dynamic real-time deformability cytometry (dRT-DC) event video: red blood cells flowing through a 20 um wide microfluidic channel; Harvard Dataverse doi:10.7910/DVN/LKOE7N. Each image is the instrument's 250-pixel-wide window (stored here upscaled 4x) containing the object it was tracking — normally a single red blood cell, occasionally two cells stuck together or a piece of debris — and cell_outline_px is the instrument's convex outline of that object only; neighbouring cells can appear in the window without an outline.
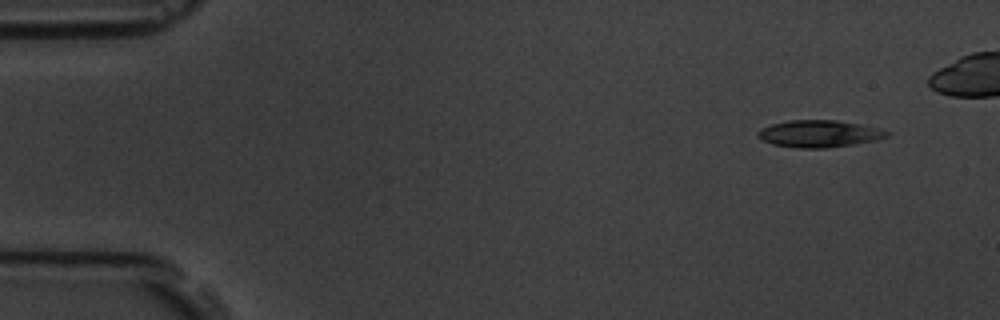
{"species": "common noctule bat (a hibernating species)", "species_latin": "Nyctalus noctula", "temperature_condition": "room temperature", "stored_images_in_passage": 5, "camera_frame_rate_fps": 3000, "um_per_image_px": 0.085, "animal": {"sex": "male", "body_mass_g": 19.5, "forearm_length_mm": 54.6}, "frame": {"image": 1, "passage_image": 1, "time_ms": 0.0, "image_size_px": [1000, 320], "cell_outline_px": [[892, 132], [888, 136], [876, 140], [852, 144], [824, 148], [800, 148], [772, 144], [756, 136], [756, 132], [760, 128], [772, 124], [788, 120], [836, 120], [860, 124], [880, 128]], "centroid_in_image_um": [69.63, 11.36], "position_along_channel_um": 15.4, "area_um2": 20.35}}